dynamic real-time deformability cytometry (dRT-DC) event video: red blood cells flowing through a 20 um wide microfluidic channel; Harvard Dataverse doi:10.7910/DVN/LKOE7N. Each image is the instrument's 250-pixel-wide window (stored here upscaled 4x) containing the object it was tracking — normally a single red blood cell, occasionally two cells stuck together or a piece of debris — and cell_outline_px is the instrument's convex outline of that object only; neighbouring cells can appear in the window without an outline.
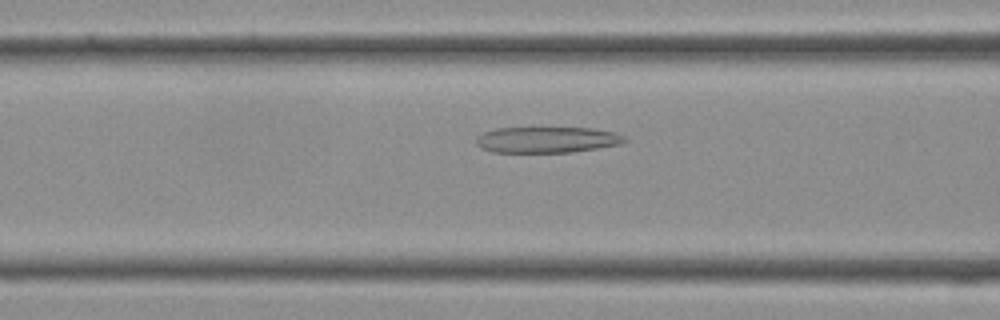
{"species": "Egyptian fruit bat (a non-hibernating species)", "species_latin": "Rousettus aegyptiacus", "temperature_condition": "cold", "stored_images_in_passage": 39, "camera_frame_rate_fps": 3000, "um_per_image_px": 0.085, "frame": {"image": 1, "passage_image": 15, "time_ms": 4.667, "image_size_px": [1000, 320], "cell_outline_px": [[628, 140], [620, 144], [572, 152], [492, 152], [480, 148], [476, 144], [476, 136], [484, 132], [496, 128], [592, 128], [612, 132], [624, 136]], "centroid_in_image_um": [46.45, 11.88], "position_along_channel_um": 120.2, "area_um2": 22.43}}
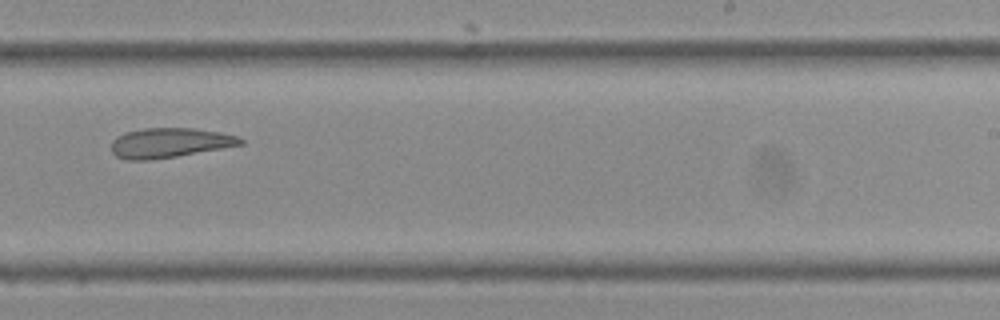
{"frame": {"image": 2, "passage_image": 24, "time_ms": 7.667, "image_size_px": [1000, 320], "cell_outline_px": [[244, 144], [176, 156], [152, 160], [124, 160], [116, 156], [112, 152], [112, 140], [116, 136], [124, 132], [144, 128], [192, 128], [216, 132], [236, 136], [244, 140]], "centroid_in_image_um": [14.34, 12.14], "position_along_channel_um": 274.7, "area_um2": 22.25}}
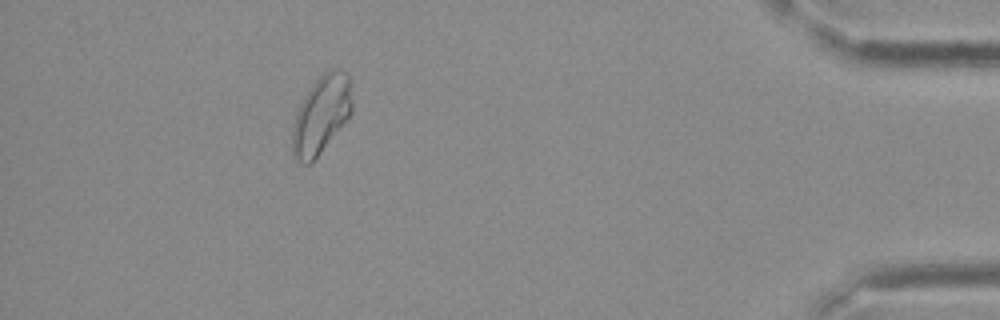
{"frame": {"image": 3, "passage_image": 35, "time_ms": 11.333, "image_size_px": [1000, 320], "cell_outline_px": [[352, 112], [312, 164], [304, 164], [296, 160], [292, 156], [292, 128], [296, 112], [308, 88], [324, 72], [332, 68], [340, 68], [352, 80]], "centroid_in_image_um": [27.3, 9.74], "position_along_channel_um": 407.9, "area_um2": 27.51}}